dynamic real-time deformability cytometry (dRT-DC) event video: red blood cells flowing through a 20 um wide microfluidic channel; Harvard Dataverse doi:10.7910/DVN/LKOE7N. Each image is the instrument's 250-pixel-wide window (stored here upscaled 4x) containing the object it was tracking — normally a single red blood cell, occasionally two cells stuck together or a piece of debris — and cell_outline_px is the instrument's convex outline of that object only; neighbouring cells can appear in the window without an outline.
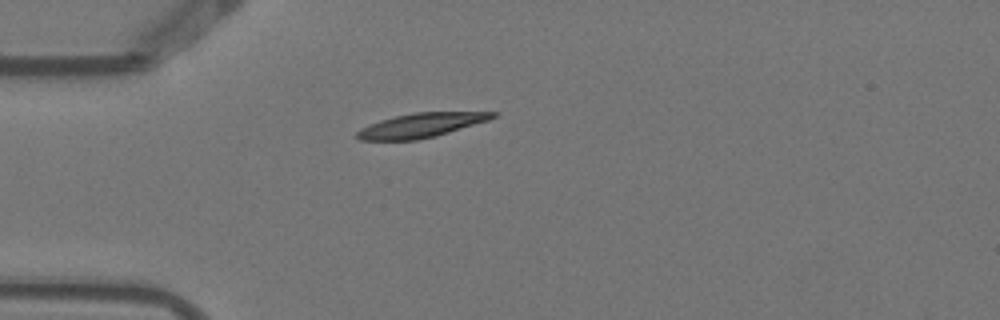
{"species": "Egyptian fruit bat (a non-hibernating species)", "species_latin": "Rousettus aegyptiacus", "temperature_condition": "warm", "stored_images_in_passage": 2, "camera_frame_rate_fps": 3000, "um_per_image_px": 0.085, "animal": {"sex": "female"}, "frame": {"image": 1, "passage_image": 2, "time_ms": 0.333, "image_size_px": [1000, 320], "cell_outline_px": [[500, 112], [496, 116], [488, 120], [436, 136], [416, 140], [360, 140], [356, 136], [356, 132], [360, 128], [380, 120], [412, 112]], "centroid_in_image_um": [35.77, 10.65], "position_along_channel_um": 49.2, "area_um2": 19.07}}